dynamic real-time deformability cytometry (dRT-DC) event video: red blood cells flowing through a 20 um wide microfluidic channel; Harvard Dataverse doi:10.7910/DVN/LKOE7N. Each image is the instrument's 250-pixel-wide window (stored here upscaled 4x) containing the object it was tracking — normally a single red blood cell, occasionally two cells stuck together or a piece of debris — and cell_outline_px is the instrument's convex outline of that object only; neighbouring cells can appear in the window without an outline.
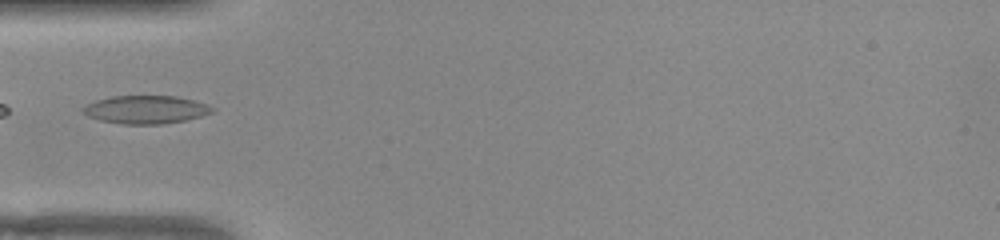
{"species": "common noctule bat (a hibernating species)", "species_latin": "Nyctalus noctula", "temperature_condition": "warm", "stored_images_in_passage": 13, "camera_frame_rate_fps": 3000, "um_per_image_px": 0.085, "animal": {"sex": "female", "body_mass_g": 22.0, "forearm_length_mm": 56.7}, "frame": {"image": 1, "passage_image": 1, "time_ms": 0.0, "image_size_px": [1000, 240], "cell_outline_px": [[216, 108], [212, 112], [200, 116], [184, 120], [164, 124], [120, 124], [100, 120], [88, 116], [80, 108], [84, 104], [96, 100], [112, 96], [176, 96], [208, 104]], "centroid_in_image_um": [12.36, 9.31], "position_along_channel_um": 72.6, "area_um2": 21.21}}
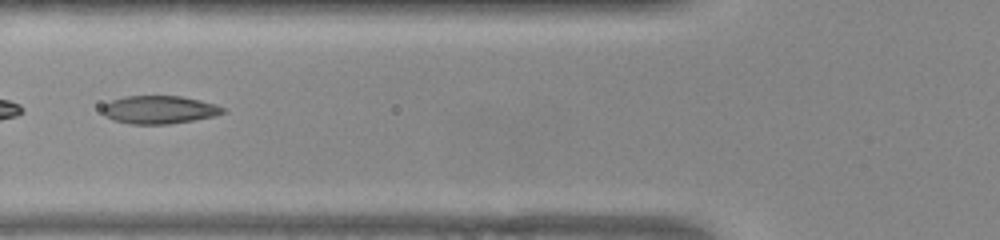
{"frame": {"image": 2, "passage_image": 4, "time_ms": 1.0, "image_size_px": [1000, 240], "cell_outline_px": [[228, 108], [224, 112], [216, 116], [168, 124], [132, 124], [112, 120], [104, 116], [100, 108], [104, 104], [112, 100], [124, 96], [180, 96], [200, 100], [216, 104]], "centroid_in_image_um": [13.52, 9.32], "position_along_channel_um": 112.3, "area_um2": 19.88}}
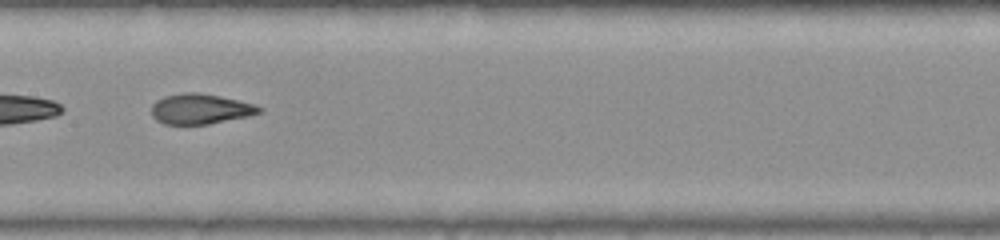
{"frame": {"image": 3, "passage_image": 10, "time_ms": 3.0, "image_size_px": [1000, 240], "cell_outline_px": [[264, 112], [248, 116], [208, 124], [164, 124], [156, 120], [152, 116], [152, 104], [156, 100], [164, 96], [184, 92], [196, 92], [220, 96], [256, 104], [264, 108]], "centroid_in_image_um": [17.05, 9.25], "position_along_channel_um": 190.3, "area_um2": 19.13}}